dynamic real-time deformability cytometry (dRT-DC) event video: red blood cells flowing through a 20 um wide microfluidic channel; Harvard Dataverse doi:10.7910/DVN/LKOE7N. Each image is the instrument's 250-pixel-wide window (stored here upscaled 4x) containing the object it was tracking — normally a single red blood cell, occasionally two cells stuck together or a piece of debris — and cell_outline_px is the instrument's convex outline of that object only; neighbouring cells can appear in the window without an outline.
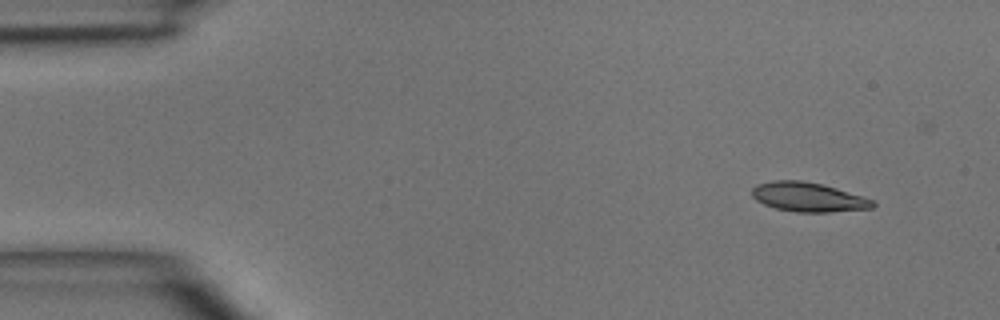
{"species": "common noctule bat (a hibernating species)", "species_latin": "Nyctalus noctula", "temperature_condition": "room temperature", "stored_images_in_passage": 3, "camera_frame_rate_fps": 3000, "um_per_image_px": 0.085, "animal": {"sex": "male", "body_mass_g": 15.6}, "frame": {"image": 1, "passage_image": 1, "time_ms": 0.0, "image_size_px": [1000, 320], "cell_outline_px": [[876, 204], [872, 208], [832, 212], [796, 212], [776, 208], [764, 204], [756, 200], [752, 196], [752, 188], [756, 184], [772, 180], [800, 180], [820, 184], [836, 188], [872, 200]], "centroid_in_image_um": [68.65, 16.75], "position_along_channel_um": 16.3, "area_um2": 20.46}}